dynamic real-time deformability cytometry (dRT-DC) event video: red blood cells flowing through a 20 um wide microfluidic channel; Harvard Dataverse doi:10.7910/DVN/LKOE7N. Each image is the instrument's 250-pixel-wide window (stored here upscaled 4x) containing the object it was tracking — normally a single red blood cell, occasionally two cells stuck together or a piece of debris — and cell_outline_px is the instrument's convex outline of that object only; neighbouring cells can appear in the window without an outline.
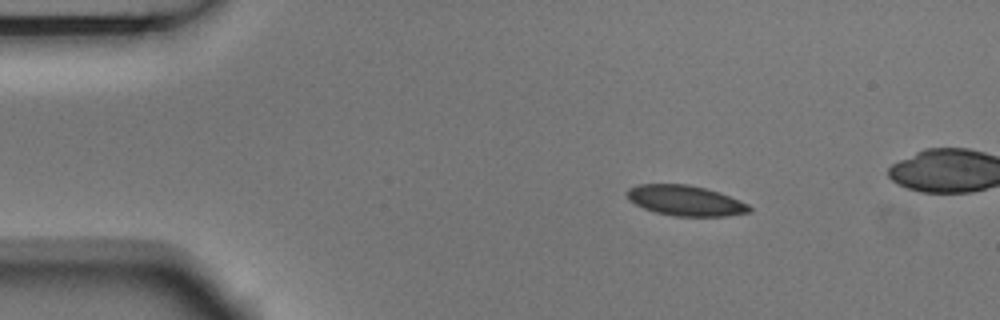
{"species": "Egyptian fruit bat (a non-hibernating species)", "species_latin": "Rousettus aegyptiacus", "temperature_condition": "room temperature", "stored_images_in_passage": 5, "camera_frame_rate_fps": 3000, "um_per_image_px": 0.085, "animal": {"sex": "male"}, "frame": {"image": 1, "passage_image": 3, "time_ms": 0.667, "image_size_px": [1000, 320], "cell_outline_px": [[752, 212], [728, 216], [676, 216], [656, 212], [644, 208], [628, 200], [628, 188], [640, 184], [688, 184], [720, 192], [748, 204], [752, 208]], "centroid_in_image_um": [58.3, 17.05], "position_along_channel_um": 26.7, "area_um2": 21.56}}